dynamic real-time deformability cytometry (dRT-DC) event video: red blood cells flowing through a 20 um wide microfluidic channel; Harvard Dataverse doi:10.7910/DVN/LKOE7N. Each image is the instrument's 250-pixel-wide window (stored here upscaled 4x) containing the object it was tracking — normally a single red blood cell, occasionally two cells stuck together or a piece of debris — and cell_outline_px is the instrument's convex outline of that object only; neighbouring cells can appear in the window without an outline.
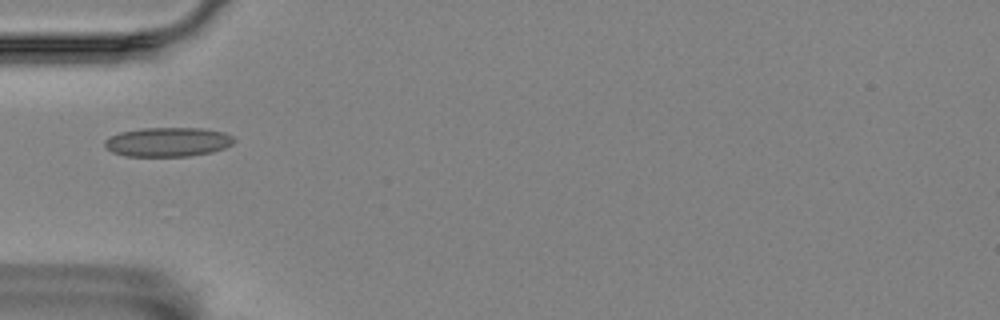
{"species": "Egyptian fruit bat (a non-hibernating species)", "species_latin": "Rousettus aegyptiacus", "temperature_condition": "room temperature", "stored_images_in_passage": 7, "camera_frame_rate_fps": 3000, "um_per_image_px": 0.085, "animal": {"sex": "female"}, "frame": {"image": 1, "passage_image": 1, "time_ms": 0.0, "image_size_px": [1000, 320], "cell_outline_px": [[236, 140], [232, 144], [224, 148], [212, 152], [188, 156], [124, 156], [112, 152], [104, 144], [104, 140], [120, 132], [140, 128], [204, 128], [224, 132], [232, 136]], "centroid_in_image_um": [14.28, 12.06], "position_along_channel_um": 70.7, "area_um2": 22.08}}
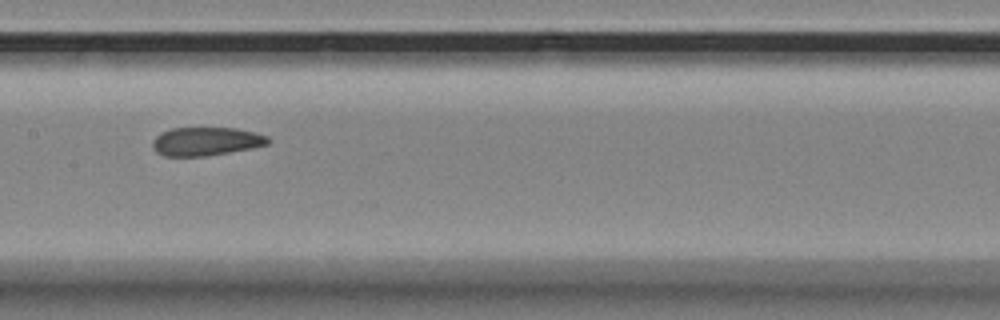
{"frame": {"image": 2, "passage_image": 4, "time_ms": 1.0, "image_size_px": [1000, 320], "cell_outline_px": [[272, 140], [268, 144], [252, 148], [204, 156], [164, 156], [156, 152], [152, 148], [152, 140], [160, 132], [172, 128], [236, 128], [256, 132], [268, 136]], "centroid_in_image_um": [17.51, 12.01], "position_along_channel_um": 189.9, "area_um2": 19.31}}
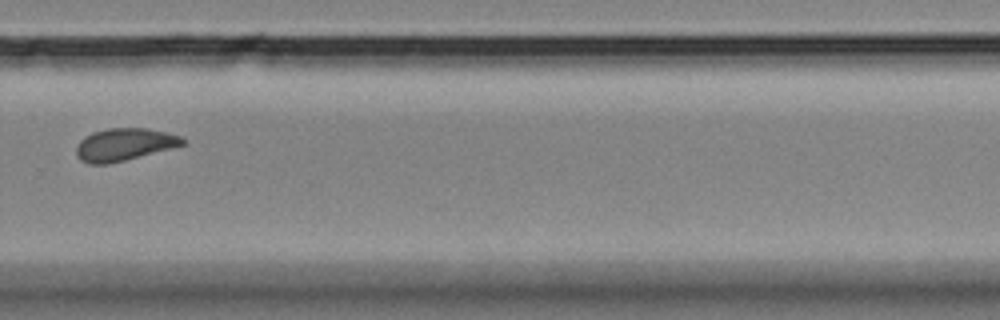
{"frame": {"image": 3, "passage_image": 7, "time_ms": 2.0, "image_size_px": [1000, 320], "cell_outline_px": [[184, 144], [172, 148], [108, 164], [88, 164], [80, 160], [76, 156], [76, 144], [84, 136], [92, 132], [108, 128], [144, 128], [168, 132], [180, 136], [184, 140]], "centroid_in_image_um": [10.51, 12.28], "position_along_channel_um": 319.3, "area_um2": 20.11}}